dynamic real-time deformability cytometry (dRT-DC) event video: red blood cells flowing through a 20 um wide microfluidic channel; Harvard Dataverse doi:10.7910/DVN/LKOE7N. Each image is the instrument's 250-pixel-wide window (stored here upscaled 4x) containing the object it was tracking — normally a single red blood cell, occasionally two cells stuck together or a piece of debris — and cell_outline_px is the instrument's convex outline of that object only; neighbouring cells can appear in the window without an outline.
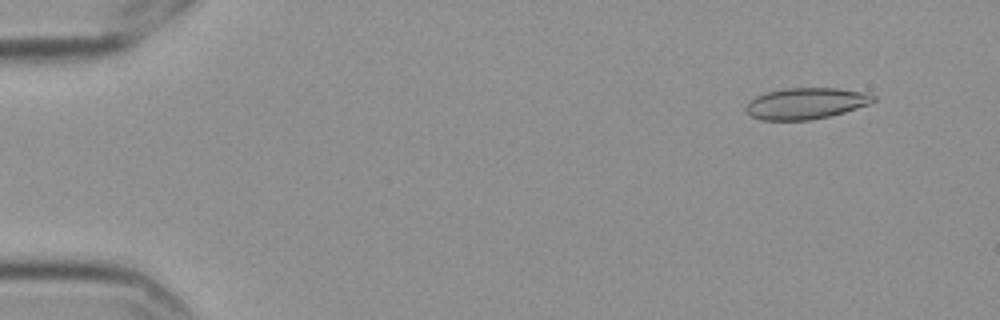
{"species": "Egyptian fruit bat (a non-hibernating species)", "species_latin": "Rousettus aegyptiacus", "temperature_condition": "cold", "stored_images_in_passage": 5, "camera_frame_rate_fps": 3000, "um_per_image_px": 0.085, "frame": {"image": 1, "passage_image": 5, "time_ms": 1.333, "image_size_px": [1000, 320], "cell_outline_px": [[876, 100], [868, 104], [844, 112], [828, 116], [808, 120], [760, 120], [752, 116], [744, 108], [756, 96], [764, 92], [784, 88], [836, 88], [868, 92], [876, 96]], "centroid_in_image_um": [68.52, 8.78], "position_along_channel_um": 16.5, "area_um2": 23.18}}